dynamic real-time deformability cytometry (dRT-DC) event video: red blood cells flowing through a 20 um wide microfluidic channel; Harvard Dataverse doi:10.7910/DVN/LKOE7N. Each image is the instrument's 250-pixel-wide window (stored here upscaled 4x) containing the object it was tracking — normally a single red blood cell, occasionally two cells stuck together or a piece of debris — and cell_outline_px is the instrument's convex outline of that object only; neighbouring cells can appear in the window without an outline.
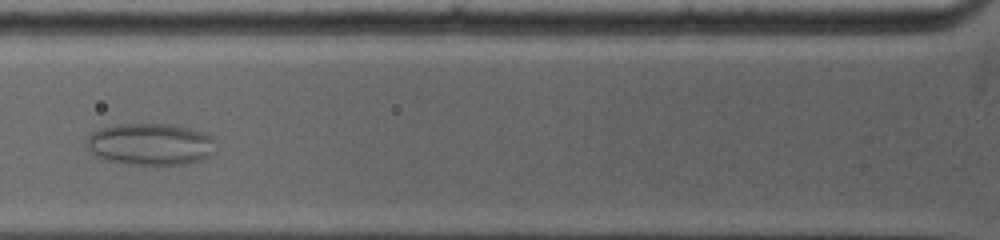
{"species": "common noctule bat (a hibernating species)", "species_latin": "Nyctalus noctula", "temperature_condition": "warm", "stored_images_in_passage": 30, "camera_frame_rate_fps": 5000, "um_per_image_px": 0.085, "animal": {"sex": "female", "body_mass_g": 19.0, "forearm_length_mm": 53.3}, "frame": {"image": 1, "passage_image": 9, "time_ms": 3.0, "image_size_px": [1000, 240], "cell_outline_px": [[212, 152], [208, 156], [200, 160], [184, 164], [128, 164], [108, 160], [96, 156], [88, 148], [88, 136], [92, 132], [100, 128], [116, 124], [172, 124], [188, 128], [212, 136]], "centroid_in_image_um": [12.74, 12.25], "position_along_channel_um": 113.1, "area_um2": 30.98}}
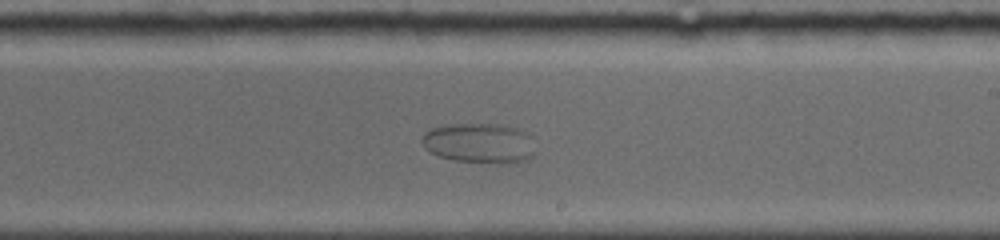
{"frame": {"image": 2, "passage_image": 19, "time_ms": 6.6, "image_size_px": [1000, 240], "cell_outline_px": [[536, 152], [528, 160], [504, 164], [452, 160], [440, 156], [424, 148], [420, 140], [424, 132], [432, 128], [448, 124], [500, 124], [520, 128], [528, 132]], "centroid_in_image_um": [40.77, 12.16], "position_along_channel_um": 248.2, "area_um2": 26.88}}
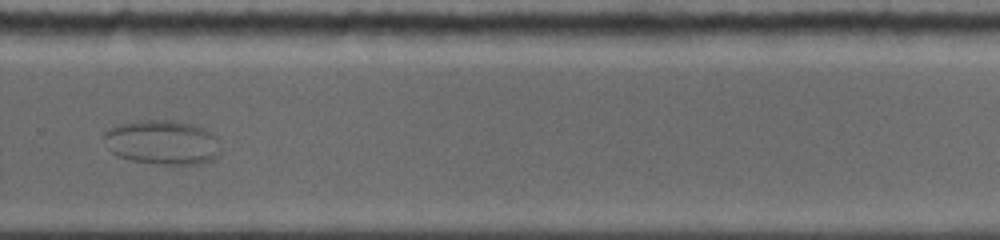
{"frame": {"image": 3, "passage_image": 24, "time_ms": 8.4, "image_size_px": [1000, 240], "cell_outline_px": [[220, 152], [212, 160], [200, 164], [156, 164], [132, 160], [116, 156], [108, 148], [104, 136], [104, 132], [108, 128], [116, 124], [132, 120], [176, 120], [192, 124], [204, 128], [212, 132], [216, 136], [220, 148]], "centroid_in_image_um": [13.79, 12.08], "position_along_channel_um": 316.0, "area_um2": 30.63}}